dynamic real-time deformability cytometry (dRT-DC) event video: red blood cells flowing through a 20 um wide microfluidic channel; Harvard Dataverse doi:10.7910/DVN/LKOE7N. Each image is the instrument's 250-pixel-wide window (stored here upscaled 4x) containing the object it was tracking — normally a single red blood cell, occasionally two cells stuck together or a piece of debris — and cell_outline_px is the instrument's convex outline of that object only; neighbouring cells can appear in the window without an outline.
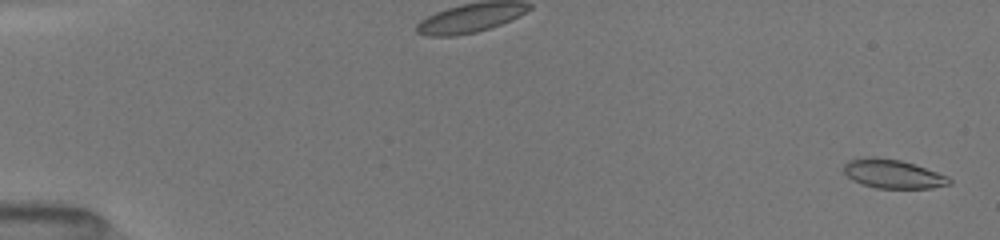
{"species": "common noctule bat (a hibernating species)", "species_latin": "Nyctalus noctula", "temperature_condition": "room temperature", "stored_images_in_passage": 41, "camera_frame_rate_fps": 3000, "um_per_image_px": 0.085, "animal": {"sex": "female", "body_mass_g": 19.5, "forearm_length_mm": 54.1}, "frame": {"image": 1, "passage_image": 1, "time_ms": 0.0, "image_size_px": [1000, 240], "cell_outline_px": [[952, 184], [932, 188], [876, 188], [852, 180], [844, 172], [844, 164], [852, 160], [900, 160], [948, 176], [952, 180]], "centroid_in_image_um": [75.99, 14.85], "position_along_channel_um": 9.0, "area_um2": 16.76}}
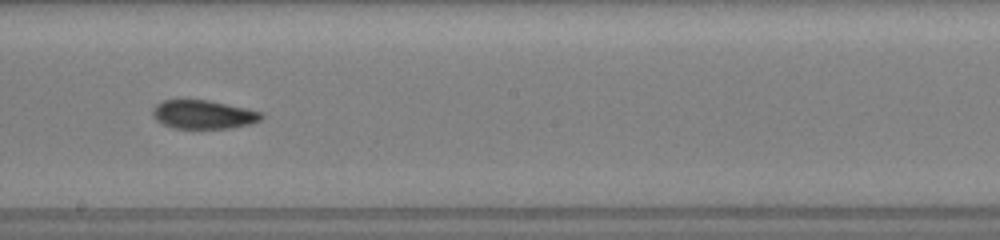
{"frame": {"image": 2, "passage_image": 22, "time_ms": 9.667, "image_size_px": [1000, 240], "cell_outline_px": [[264, 116], [260, 120], [248, 124], [228, 128], [176, 128], [164, 124], [156, 120], [152, 116], [152, 112], [156, 104], [164, 100], [208, 100], [244, 108], [260, 112]], "centroid_in_image_um": [17.25, 9.73], "position_along_channel_um": 231.0, "area_um2": 17.8}}
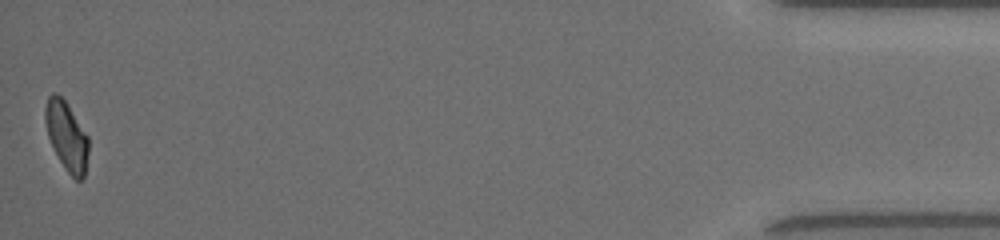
{"frame": {"image": 3, "passage_image": 41, "time_ms": 16.667, "image_size_px": [1000, 240], "cell_outline_px": [[88, 152], [84, 176], [80, 180], [76, 180], [64, 168], [48, 136], [44, 120], [44, 108], [48, 96], [52, 92], [56, 92], [68, 104], [88, 136]], "centroid_in_image_um": [5.65, 11.52], "position_along_channel_um": 429.6, "area_um2": 17.28}, "authors_computed_cell_mechanics": {"area_um2": 17.918, "velocity_mm_per_s": 4.0404, "shape_relaxation_time_tau1_ms": null, "shape_relaxation_time_tau2_ms": 3.2361, "deformation_change_tau1": null, "deformation_change_tau2": 0.087}}